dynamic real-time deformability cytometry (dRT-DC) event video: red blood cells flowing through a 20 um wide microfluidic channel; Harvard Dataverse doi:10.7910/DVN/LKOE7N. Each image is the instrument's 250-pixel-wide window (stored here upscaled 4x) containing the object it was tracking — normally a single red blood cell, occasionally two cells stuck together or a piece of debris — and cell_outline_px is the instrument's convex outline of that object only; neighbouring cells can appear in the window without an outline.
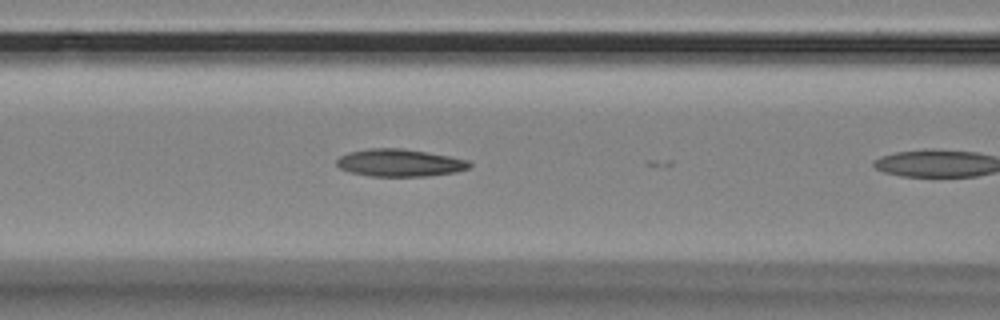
{"species": "Egyptian fruit bat (a non-hibernating species)", "species_latin": "Rousettus aegyptiacus", "temperature_condition": "room temperature", "stored_images_in_passage": 10, "camera_frame_rate_fps": 3000, "um_per_image_px": 0.085, "animal": {"sex": "female"}, "frame": {"image": 1, "passage_image": 9, "time_ms": 2.667, "image_size_px": [1000, 320], "cell_outline_px": [[472, 164], [468, 168], [456, 172], [428, 176], [368, 176], [352, 172], [340, 168], [336, 164], [336, 160], [340, 156], [348, 152], [368, 148], [400, 148], [448, 156], [468, 160]], "centroid_in_image_um": [33.95, 13.84], "position_along_channel_um": 132.6, "area_um2": 21.1}}